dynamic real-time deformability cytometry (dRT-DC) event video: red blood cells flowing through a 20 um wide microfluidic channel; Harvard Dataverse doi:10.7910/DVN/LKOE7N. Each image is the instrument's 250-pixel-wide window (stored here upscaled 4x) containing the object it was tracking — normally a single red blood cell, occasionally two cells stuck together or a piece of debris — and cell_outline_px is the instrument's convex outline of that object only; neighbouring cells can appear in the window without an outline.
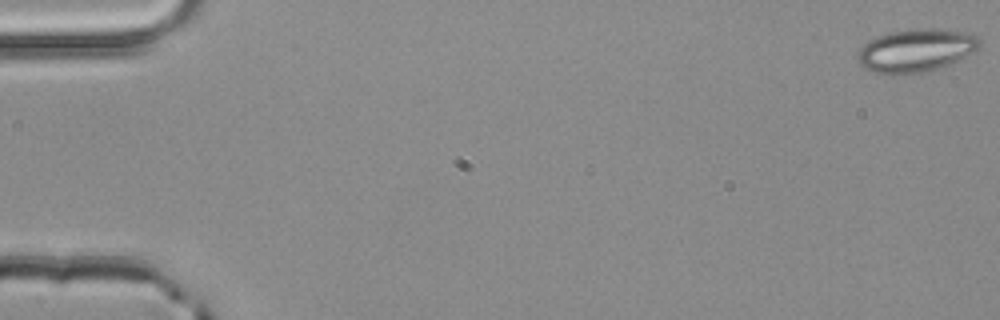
{"species": "common noctule bat (a hibernating species)", "species_latin": "Nyctalus noctula", "temperature_condition": "room temperature", "stored_images_in_passage": 52, "camera_frame_rate_fps": 3000, "um_per_image_px": 0.085, "animal": {"sex": "male", "body_mass_g": 20.4}, "frame": {"image": 1, "passage_image": 1, "time_ms": 0.0, "image_size_px": [1000, 320], "cell_outline_px": [[980, 44], [972, 52], [948, 64], [924, 72], [904, 76], [892, 76], [872, 72], [864, 68], [860, 64], [856, 56], [856, 52], [868, 40], [876, 36], [888, 32], [920, 28], [936, 28], [972, 32], [980, 40]], "centroid_in_image_um": [77.78, 4.29], "position_along_channel_um": 7.2, "area_um2": 31.1}}
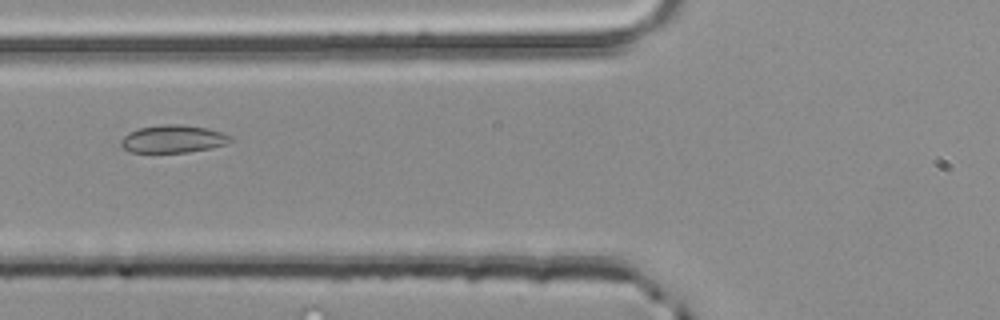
{"frame": {"image": 2, "passage_image": 21, "time_ms": 6.667, "image_size_px": [1000, 320], "cell_outline_px": [[236, 140], [212, 148], [188, 152], [128, 152], [120, 144], [120, 140], [128, 132], [140, 128], [160, 124], [184, 124], [208, 128], [232, 136]], "centroid_in_image_um": [14.73, 11.8], "position_along_channel_um": 111.1, "area_um2": 17.86}}
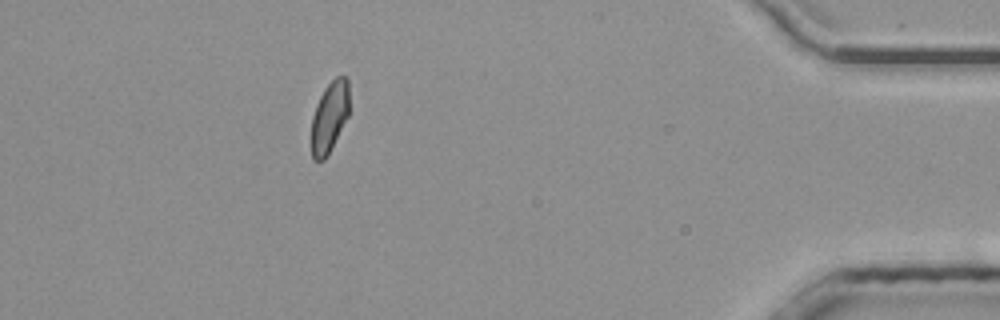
{"frame": {"image": 3, "passage_image": 47, "time_ms": 15.333, "image_size_px": [1000, 320], "cell_outline_px": [[348, 116], [324, 160], [312, 160], [312, 116], [316, 104], [324, 88], [336, 76], [344, 76], [348, 80]], "centroid_in_image_um": [27.99, 9.91], "position_along_channel_um": 407.2, "area_um2": 15.32}, "authors_computed_cell_mechanics": {"area_um2": 17.1955, "velocity_mm_per_s": 4.0402, "shape_relaxation_time_tau1_ms": null, "shape_relaxation_time_tau2_ms": 1.2857, "deformation_change_tau1": null, "deformation_change_tau2": 0.0575}}